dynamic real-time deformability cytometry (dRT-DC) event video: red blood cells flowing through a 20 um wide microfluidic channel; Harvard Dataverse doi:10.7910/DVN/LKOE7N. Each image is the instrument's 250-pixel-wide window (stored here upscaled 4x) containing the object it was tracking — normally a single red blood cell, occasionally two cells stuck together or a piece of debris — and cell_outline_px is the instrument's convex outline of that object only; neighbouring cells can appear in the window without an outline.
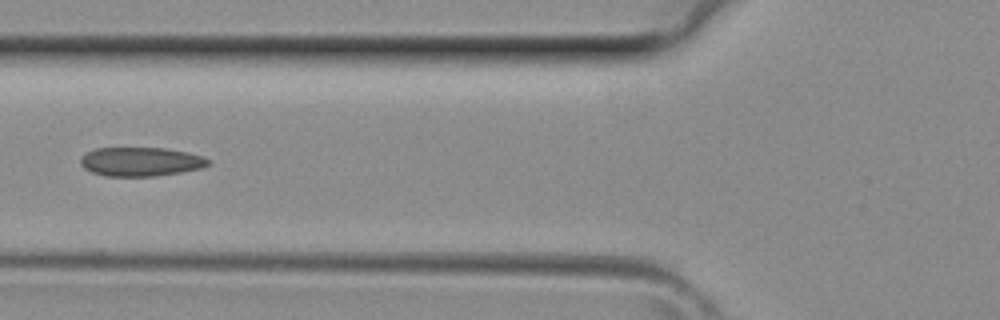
{"species": "common noctule bat (a hibernating species)", "species_latin": "Nyctalus noctula", "temperature_condition": "room temperature", "stored_images_in_passage": 4, "camera_frame_rate_fps": 3000, "um_per_image_px": 0.085, "animal": {"sex": "female", "body_mass_g": 29.2, "forearm_length_mm": 56.3}, "frame": {"image": 1, "passage_image": 4, "time_ms": 1.0, "image_size_px": [1000, 320], "cell_outline_px": [[212, 164], [200, 168], [180, 172], [156, 176], [104, 176], [92, 172], [84, 168], [80, 164], [80, 160], [88, 152], [96, 148], [164, 148], [188, 152], [204, 156], [212, 160]], "centroid_in_image_um": [12.01, 13.74], "position_along_channel_um": 113.8, "area_um2": 21.62}}